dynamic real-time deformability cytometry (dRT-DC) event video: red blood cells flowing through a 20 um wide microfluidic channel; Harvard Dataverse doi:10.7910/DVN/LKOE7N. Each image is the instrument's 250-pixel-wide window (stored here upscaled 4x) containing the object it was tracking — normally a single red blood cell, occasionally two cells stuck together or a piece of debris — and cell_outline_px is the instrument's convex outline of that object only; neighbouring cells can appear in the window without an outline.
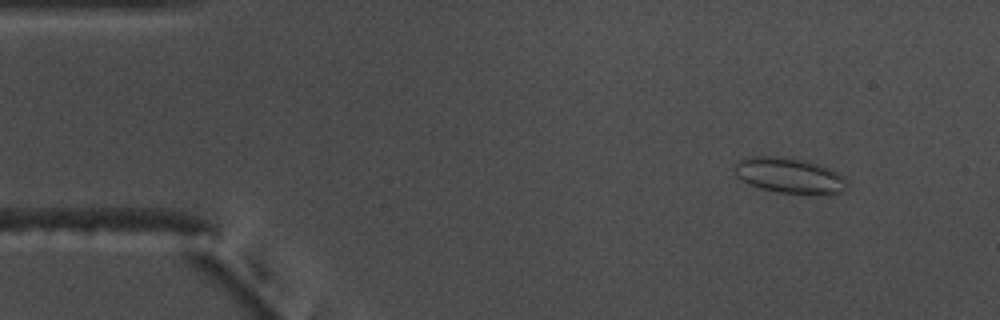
{"species": "common noctule bat (a hibernating species)", "species_latin": "Nyctalus noctula", "temperature_condition": "warm", "stored_images_in_passage": 52, "camera_frame_rate_fps": 3000, "um_per_image_px": 0.085, "animal": {"sex": "male", "body_mass_g": 17.5, "forearm_length_mm": 52.3}, "frame": {"image": 1, "passage_image": 3, "time_ms": 0.667, "image_size_px": [1000, 320], "cell_outline_px": [[848, 188], [844, 192], [780, 192], [760, 188], [736, 176], [736, 164], [744, 156], [792, 156], [808, 160], [820, 164], [840, 172], [844, 176], [848, 184]], "centroid_in_image_um": [67.14, 14.85], "position_along_channel_um": 17.9, "area_um2": 23.12}}
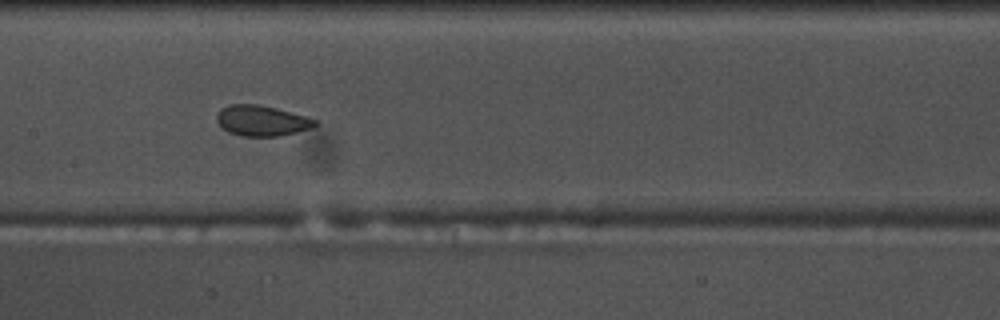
{"frame": {"image": 2, "passage_image": 24, "time_ms": 7.667, "image_size_px": [1000, 320], "cell_outline_px": [[320, 124], [312, 128], [280, 136], [240, 136], [228, 132], [216, 120], [216, 116], [220, 108], [228, 104], [260, 104], [276, 108], [304, 116], [316, 120]], "centroid_in_image_um": [22.24, 10.25], "position_along_channel_um": 185.2, "area_um2": 17.57}}
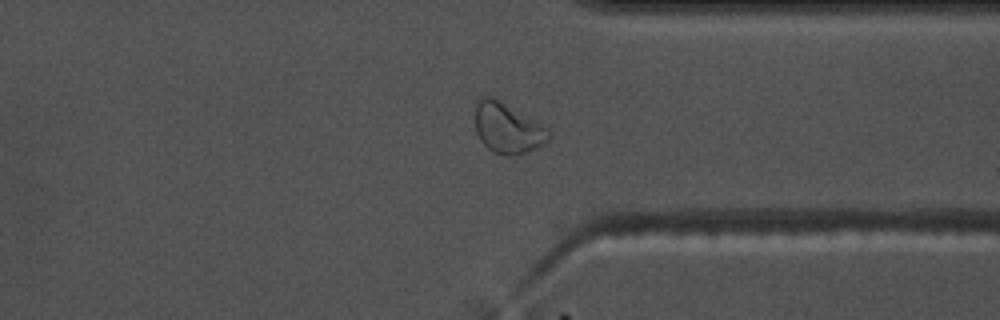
{"frame": {"image": 3, "passage_image": 39, "time_ms": 12.667, "image_size_px": [1000, 320], "cell_outline_px": [[552, 136], [548, 140], [536, 148], [524, 152], [492, 152], [480, 140], [476, 132], [476, 100], [484, 96], [492, 96], [548, 128], [552, 132]], "centroid_in_image_um": [43.14, 10.84], "position_along_channel_um": 368.3, "area_um2": 20.92}, "authors_computed_cell_mechanics": {"area_um2": 18.785, "velocity_mm_per_s": 3.6932, "shape_relaxation_time_tau1_ms": 6.6299, "shape_relaxation_time_tau2_ms": 1.2418, "deformation_change_tau1": 0.1041, "deformation_change_tau2": 0.0648}}